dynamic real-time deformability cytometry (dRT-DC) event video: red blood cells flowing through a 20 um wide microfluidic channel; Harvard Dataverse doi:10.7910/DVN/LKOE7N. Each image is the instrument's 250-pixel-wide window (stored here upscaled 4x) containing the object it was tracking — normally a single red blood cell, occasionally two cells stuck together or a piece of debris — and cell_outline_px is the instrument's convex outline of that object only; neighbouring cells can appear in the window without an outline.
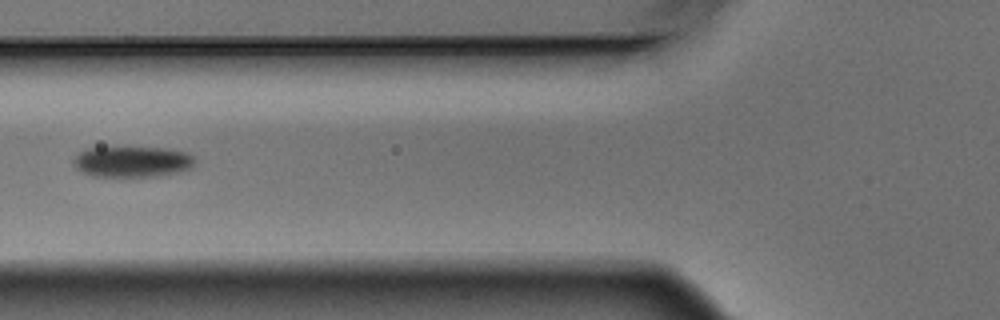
{"species": "Egyptian fruit bat (a non-hibernating species)", "species_latin": "Rousettus aegyptiacus", "temperature_condition": "warm", "stored_images_in_passage": 5, "segment_of_instrument_passage": [2, 2], "camera_frame_rate_fps": 3000, "um_per_image_px": 0.085, "animal": {"sex": "male"}, "frame": {"image": 1, "passage_image": 5, "time_ms": 1.333, "image_size_px": [1000, 320], "cell_outline_px": [[196, 160], [188, 168], [176, 172], [160, 176], [92, 176], [76, 168], [72, 164], [72, 160], [80, 152], [88, 148], [168, 148], [188, 152]], "centroid_in_image_um": [11.23, 13.74], "position_along_channel_um": 114.6, "area_um2": 21.56}}